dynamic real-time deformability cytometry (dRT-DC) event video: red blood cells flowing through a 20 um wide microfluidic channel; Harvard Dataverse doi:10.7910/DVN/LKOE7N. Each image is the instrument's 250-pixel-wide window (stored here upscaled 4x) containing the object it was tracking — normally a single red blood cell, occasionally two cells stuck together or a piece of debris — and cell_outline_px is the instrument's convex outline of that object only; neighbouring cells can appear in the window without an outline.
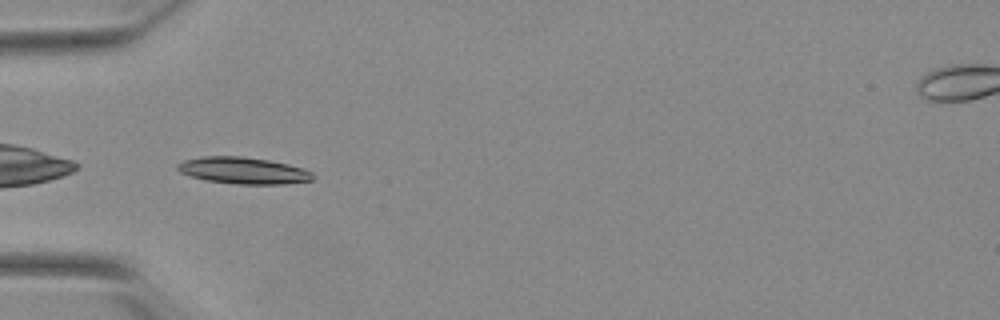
{"species": "Egyptian fruit bat (a non-hibernating species)", "species_latin": "Rousettus aegyptiacus", "temperature_condition": "warm", "stored_images_in_passage": 37, "camera_frame_rate_fps": 3000, "um_per_image_px": 0.085, "animal": {"sex": "female"}, "frame": {"image": 1, "passage_image": 1, "time_ms": 0.0, "image_size_px": [1000, 320], "cell_outline_px": [[312, 180], [284, 184], [236, 184], [208, 180], [192, 176], [180, 172], [176, 168], [176, 164], [184, 160], [204, 156], [240, 156], [268, 160], [288, 164], [304, 168], [312, 172]], "centroid_in_image_um": [20.68, 14.49], "position_along_channel_um": 64.3, "area_um2": 20.87}}
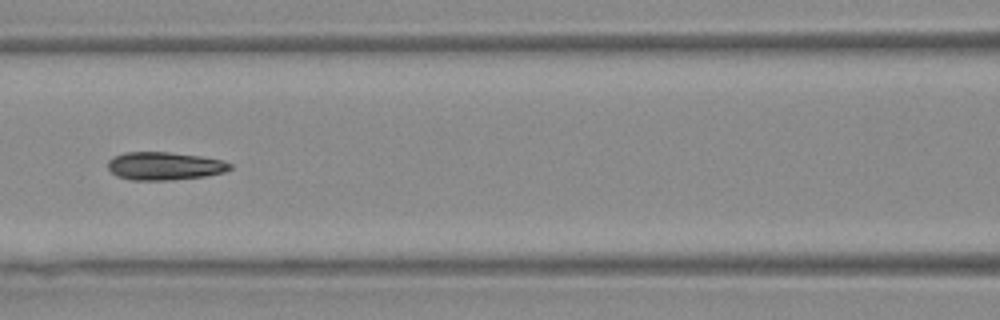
{"frame": {"image": 2, "passage_image": 8, "time_ms": 2.333, "image_size_px": [1000, 320], "cell_outline_px": [[232, 168], [224, 172], [204, 176], [172, 180], [128, 180], [116, 176], [108, 168], [108, 160], [112, 156], [124, 152], [168, 152], [200, 156], [224, 160], [232, 164]], "centroid_in_image_um": [13.96, 14.11], "position_along_channel_um": 152.6, "area_um2": 20.11}}
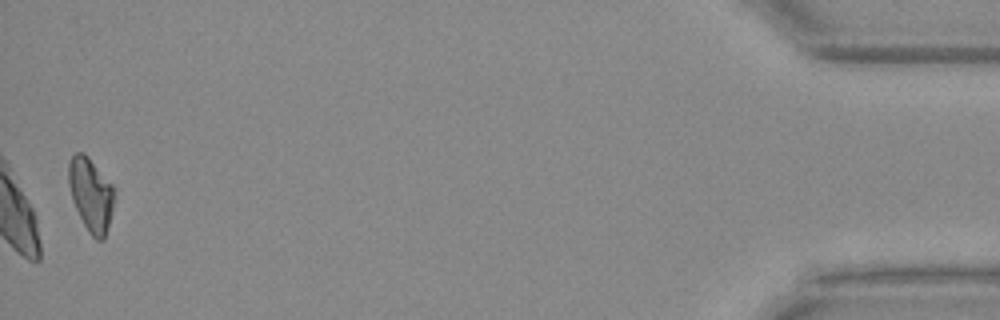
{"frame": {"image": 3, "passage_image": 36, "time_ms": 11.667, "image_size_px": [1000, 320], "cell_outline_px": [[112, 208], [104, 240], [96, 240], [88, 232], [72, 200], [68, 184], [68, 164], [72, 156], [76, 152], [84, 152], [112, 184]], "centroid_in_image_um": [7.68, 16.52], "position_along_channel_um": 427.5, "area_um2": 19.13}, "authors_computed_cell_mechanics": {"area_um2": 19.8832, "velocity_mm_per_s": 3.877, "shape_relaxation_time_tau1_ms": 4.4816, "shape_relaxation_time_tau2_ms": 1.726, "deformation_change_tau1": 0.1784, "deformation_change_tau2": 0.0884}}